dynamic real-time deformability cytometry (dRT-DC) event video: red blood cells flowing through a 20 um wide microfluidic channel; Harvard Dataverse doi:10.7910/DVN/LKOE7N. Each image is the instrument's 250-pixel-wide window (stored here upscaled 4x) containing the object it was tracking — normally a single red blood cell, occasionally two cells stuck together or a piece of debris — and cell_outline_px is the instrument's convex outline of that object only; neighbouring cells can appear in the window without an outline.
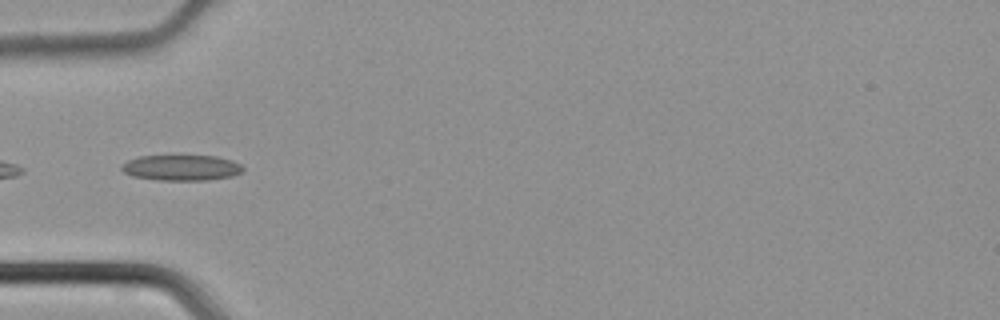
{"species": "common noctule bat (a hibernating species)", "species_latin": "Nyctalus noctula", "temperature_condition": "cold", "stored_images_in_passage": 34, "camera_frame_rate_fps": 3000, "um_per_image_px": 0.085, "animal": {"sex": "male", "body_mass_g": 21.5, "forearm_length_mm": 52.0}, "frame": {"image": 1, "passage_image": 3, "time_ms": 0.667, "image_size_px": [1000, 320], "cell_outline_px": [[244, 168], [240, 172], [232, 176], [208, 180], [160, 180], [132, 176], [124, 172], [120, 168], [128, 160], [140, 156], [216, 156], [232, 160], [240, 164]], "centroid_in_image_um": [15.43, 14.26], "position_along_channel_um": 69.6, "area_um2": 17.98}}
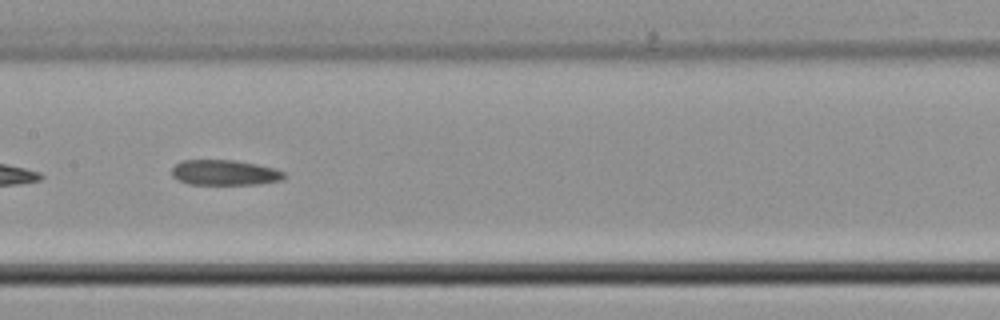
{"frame": {"image": 2, "passage_image": 11, "time_ms": 3.333, "image_size_px": [1000, 320], "cell_outline_px": [[284, 176], [280, 180], [256, 184], [188, 184], [172, 176], [172, 168], [180, 160], [236, 160], [276, 168], [284, 172]], "centroid_in_image_um": [19.07, 14.66], "position_along_channel_um": 188.3, "area_um2": 16.47}}
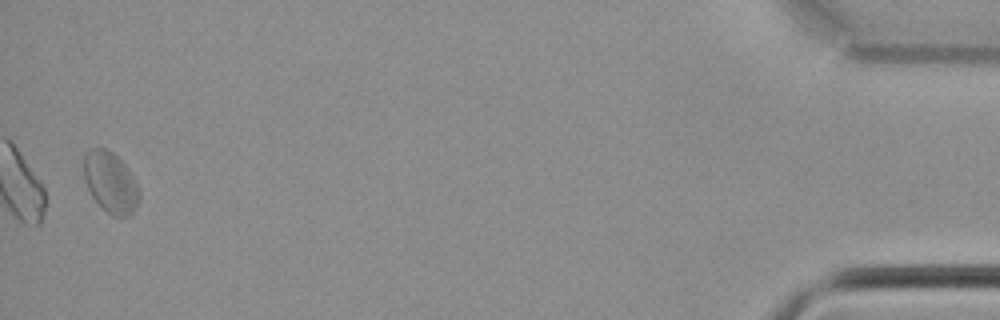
{"frame": {"image": 3, "passage_image": 33, "time_ms": 10.667, "image_size_px": [1000, 320], "cell_outline_px": [[140, 196], [136, 208], [128, 216], [112, 216], [92, 196], [84, 180], [84, 156], [92, 148], [108, 148], [124, 164], [136, 180], [140, 192]], "centroid_in_image_um": [9.41, 15.49], "position_along_channel_um": 425.8, "area_um2": 19.48}}